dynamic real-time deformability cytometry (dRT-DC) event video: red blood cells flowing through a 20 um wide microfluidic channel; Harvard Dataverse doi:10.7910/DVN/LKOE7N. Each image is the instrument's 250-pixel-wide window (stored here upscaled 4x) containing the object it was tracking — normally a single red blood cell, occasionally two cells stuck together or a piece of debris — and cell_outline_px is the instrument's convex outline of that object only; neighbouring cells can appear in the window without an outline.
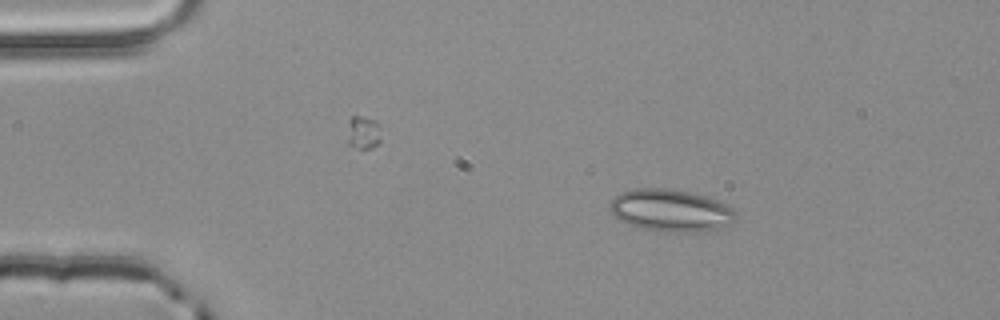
{"species": "common noctule bat (a hibernating species)", "species_latin": "Nyctalus noctula", "temperature_condition": "room temperature", "stored_images_in_passage": 2, "camera_frame_rate_fps": 3000, "um_per_image_px": 0.085, "animal": {"sex": "male", "body_mass_g": 20.4}, "frame": {"image": 1, "passage_image": 1, "time_ms": 0.0, "image_size_px": [1000, 320], "cell_outline_px": [[736, 220], [732, 224], [712, 232], [664, 232], [640, 228], [616, 220], [612, 216], [608, 208], [608, 204], [620, 192], [632, 188], [668, 188], [688, 192], [704, 196], [716, 200], [732, 208], [736, 212]], "centroid_in_image_um": [56.99, 17.91], "position_along_channel_um": 28.0, "area_um2": 31.73}}